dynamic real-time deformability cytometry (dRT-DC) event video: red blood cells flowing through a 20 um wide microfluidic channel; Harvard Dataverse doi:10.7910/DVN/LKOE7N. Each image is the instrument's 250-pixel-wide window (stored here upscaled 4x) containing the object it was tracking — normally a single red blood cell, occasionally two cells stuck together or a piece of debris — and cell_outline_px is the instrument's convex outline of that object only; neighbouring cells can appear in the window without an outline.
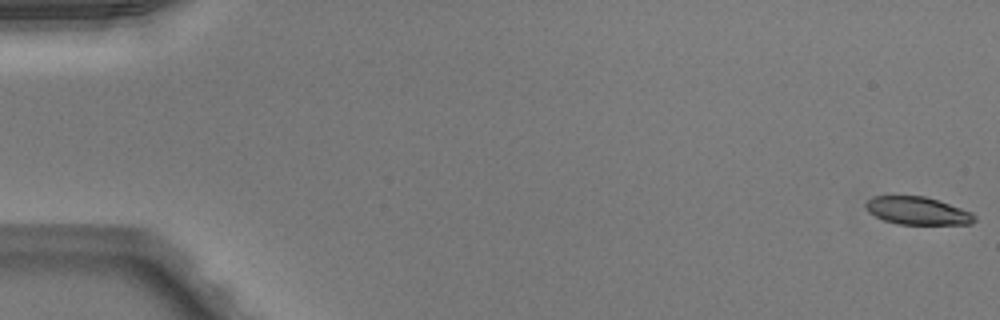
{"species": "Egyptian fruit bat (a non-hibernating species)", "species_latin": "Rousettus aegyptiacus", "temperature_condition": "warm", "stored_images_in_passage": 51, "camera_frame_rate_fps": 3000, "um_per_image_px": 0.085, "animal": {"sex": "male"}, "frame": {"image": 1, "passage_image": 1, "time_ms": 0.0, "image_size_px": [1000, 320], "cell_outline_px": [[976, 220], [972, 224], [900, 224], [884, 220], [868, 212], [864, 204], [872, 196], [924, 196], [972, 212], [976, 216]], "centroid_in_image_um": [77.98, 17.92], "position_along_channel_um": 7.0, "area_um2": 17.46}}
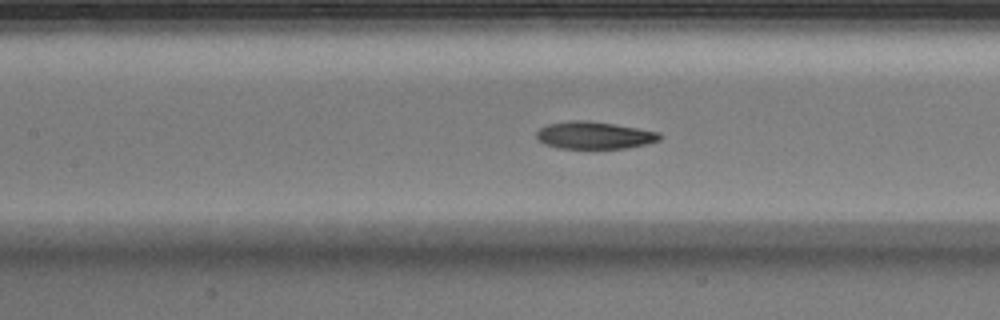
{"frame": {"image": 2, "passage_image": 24, "time_ms": 7.667, "image_size_px": [1000, 320], "cell_outline_px": [[660, 140], [648, 144], [624, 148], [560, 148], [544, 144], [536, 136], [536, 132], [540, 128], [548, 124], [572, 120], [584, 120], [612, 124], [660, 132]], "centroid_in_image_um": [50.51, 11.5], "position_along_channel_um": 156.9, "area_um2": 19.36}}
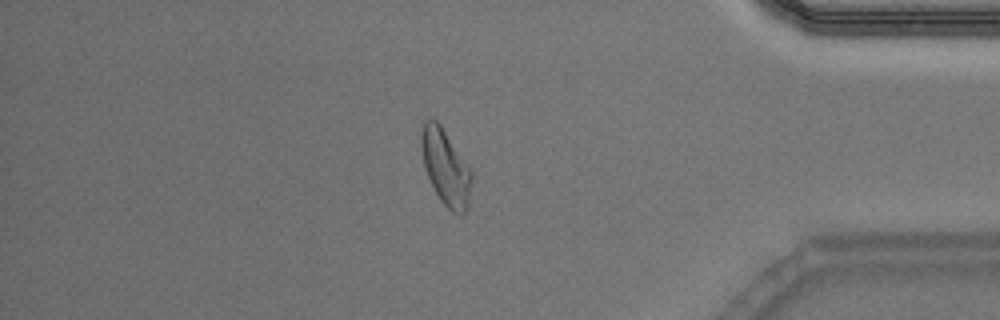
{"frame": {"image": 3, "passage_image": 44, "time_ms": 14.333, "image_size_px": [1000, 320], "cell_outline_px": [[472, 180], [468, 208], [460, 216], [452, 212], [440, 200], [428, 176], [424, 164], [420, 148], [420, 136], [424, 120], [436, 120], [440, 124], [472, 172]], "centroid_in_image_um": [37.88, 14.24], "position_along_channel_um": 397.3, "area_um2": 21.96}, "authors_computed_cell_mechanics": {"area_um2": 19.9988, "velocity_mm_per_s": 4.0378, "shape_relaxation_time_tau1_ms": 4.3528, "shape_relaxation_time_tau2_ms": 2.0341, "deformation_change_tau1": 0.17, "deformation_change_tau2": 0.0848}}